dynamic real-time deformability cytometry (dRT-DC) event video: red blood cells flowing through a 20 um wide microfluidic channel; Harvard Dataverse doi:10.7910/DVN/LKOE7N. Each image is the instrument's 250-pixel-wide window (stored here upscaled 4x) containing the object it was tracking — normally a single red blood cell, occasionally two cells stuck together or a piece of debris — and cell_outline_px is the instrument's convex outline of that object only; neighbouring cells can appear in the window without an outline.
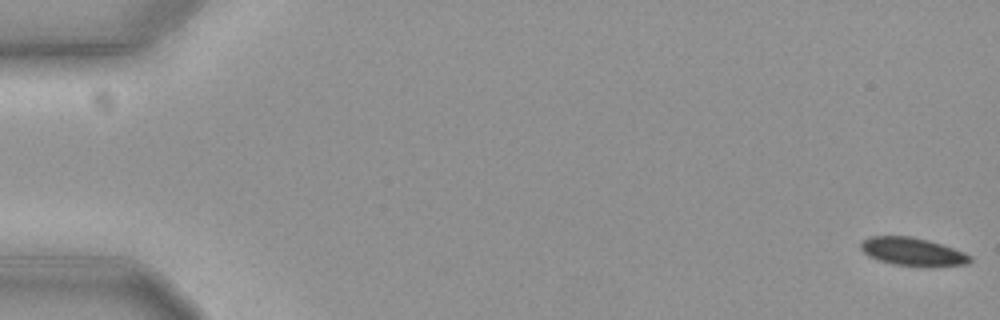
{"species": "common noctule bat (a hibernating species)", "species_latin": "Nyctalus noctula", "temperature_condition": "cold", "stored_images_in_passage": 18, "camera_frame_rate_fps": 3000, "um_per_image_px": 0.085, "animal": {"sex": "female", "body_mass_g": 19.3, "forearm_length_mm": 54.1}, "frame": {"image": 1, "passage_image": 1, "time_ms": 0.0, "image_size_px": [1000, 320], "cell_outline_px": [[972, 260], [964, 264], [892, 264], [868, 256], [860, 248], [860, 244], [864, 240], [872, 236], [912, 236], [928, 240], [964, 252], [972, 256]], "centroid_in_image_um": [77.51, 21.34], "position_along_channel_um": 7.5, "area_um2": 16.99}}